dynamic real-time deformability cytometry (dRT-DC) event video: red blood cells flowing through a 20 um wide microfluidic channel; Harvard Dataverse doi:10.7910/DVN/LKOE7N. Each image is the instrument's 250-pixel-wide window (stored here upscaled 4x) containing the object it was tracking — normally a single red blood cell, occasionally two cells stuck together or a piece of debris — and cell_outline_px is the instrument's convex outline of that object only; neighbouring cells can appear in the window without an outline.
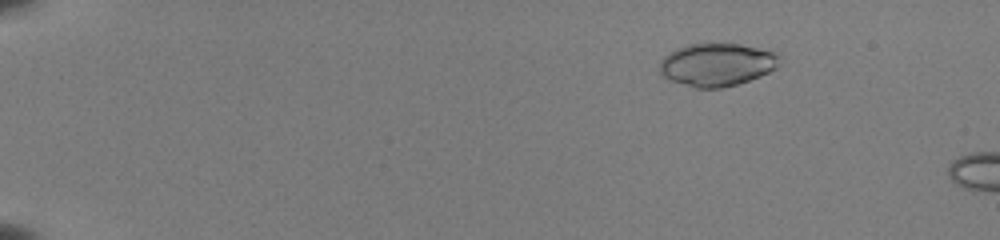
{"species": "common noctule bat (a hibernating species)", "species_latin": "Nyctalus noctula", "temperature_condition": "room temperature", "stored_images_in_passage": 12, "camera_frame_rate_fps": 3000, "um_per_image_px": 0.085, "animal": {"sex": "female", "body_mass_g": 22.0, "forearm_length_mm": 56.7}, "frame": {"image": 1, "passage_image": 9, "time_ms": 2.667, "image_size_px": [1000, 240], "cell_outline_px": [[780, 56], [776, 68], [760, 76], [736, 84], [720, 88], [696, 88], [672, 80], [664, 76], [660, 72], [660, 60], [664, 56], [676, 48], [692, 44], [740, 44], [776, 52]], "centroid_in_image_um": [60.94, 5.49], "position_along_channel_um": 24.1, "area_um2": 29.59}}